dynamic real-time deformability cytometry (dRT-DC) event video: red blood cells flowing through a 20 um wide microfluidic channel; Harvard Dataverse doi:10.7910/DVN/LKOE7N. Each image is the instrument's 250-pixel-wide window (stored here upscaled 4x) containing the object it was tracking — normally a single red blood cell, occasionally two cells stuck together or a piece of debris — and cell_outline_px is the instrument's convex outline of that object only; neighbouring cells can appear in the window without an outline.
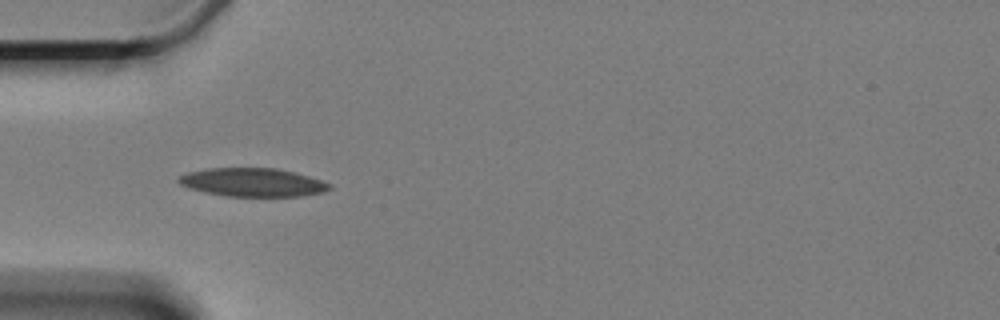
{"species": "Egyptian fruit bat (a non-hibernating species)", "species_latin": "Rousettus aegyptiacus", "temperature_condition": "cold", "stored_images_in_passage": 15, "camera_frame_rate_fps": 3000, "um_per_image_px": 0.085, "animal": {"sex": "female"}, "frame": {"image": 1, "passage_image": 1, "time_ms": 0.0, "image_size_px": [1000, 320], "cell_outline_px": [[332, 188], [320, 192], [300, 196], [224, 196], [204, 192], [188, 188], [180, 184], [176, 180], [180, 176], [188, 172], [208, 168], [276, 168], [296, 172], [332, 184]], "centroid_in_image_um": [21.45, 15.49], "position_along_channel_um": 63.6, "area_um2": 24.97}}
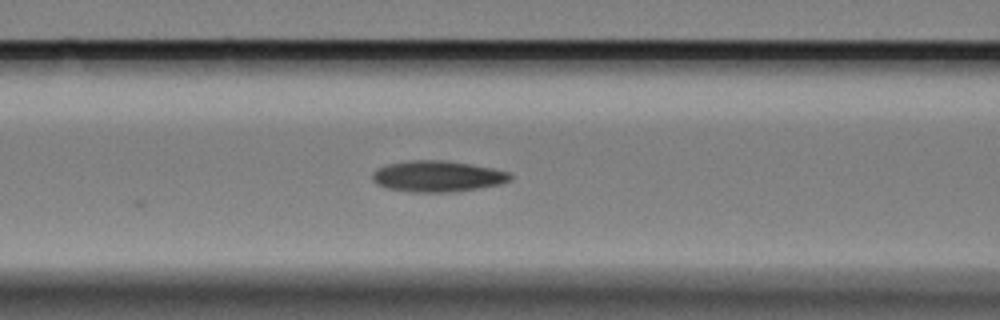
{"frame": {"image": 2, "passage_image": 7, "time_ms": 2.0, "image_size_px": [1000, 320], "cell_outline_px": [[512, 180], [500, 184], [452, 192], [412, 192], [388, 188], [376, 184], [372, 180], [372, 172], [376, 168], [384, 164], [408, 160], [444, 160], [492, 168], [508, 172], [512, 176]], "centroid_in_image_um": [37.13, 14.98], "position_along_channel_um": 129.5, "area_um2": 25.03}}
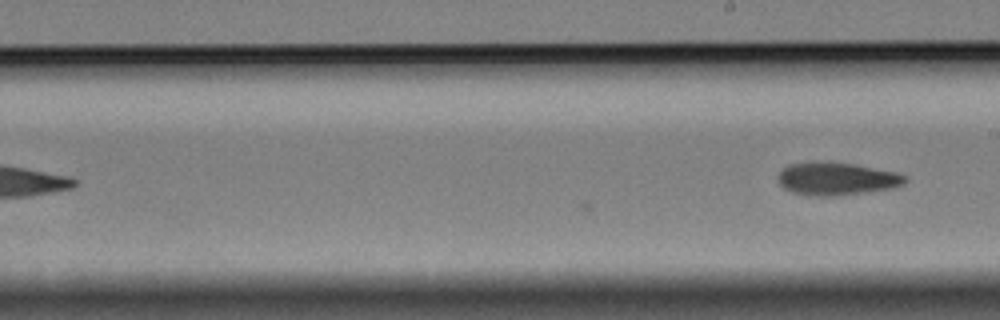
{"frame": {"image": 3, "passage_image": 15, "time_ms": 4.667, "image_size_px": [1000, 320], "cell_outline_px": [[908, 180], [904, 184], [892, 188], [868, 192], [836, 196], [808, 196], [792, 192], [784, 188], [780, 184], [776, 176], [788, 164], [852, 164], [896, 172], [908, 176]], "centroid_in_image_um": [71.15, 15.25], "position_along_channel_um": 217.8, "area_um2": 23.76}}